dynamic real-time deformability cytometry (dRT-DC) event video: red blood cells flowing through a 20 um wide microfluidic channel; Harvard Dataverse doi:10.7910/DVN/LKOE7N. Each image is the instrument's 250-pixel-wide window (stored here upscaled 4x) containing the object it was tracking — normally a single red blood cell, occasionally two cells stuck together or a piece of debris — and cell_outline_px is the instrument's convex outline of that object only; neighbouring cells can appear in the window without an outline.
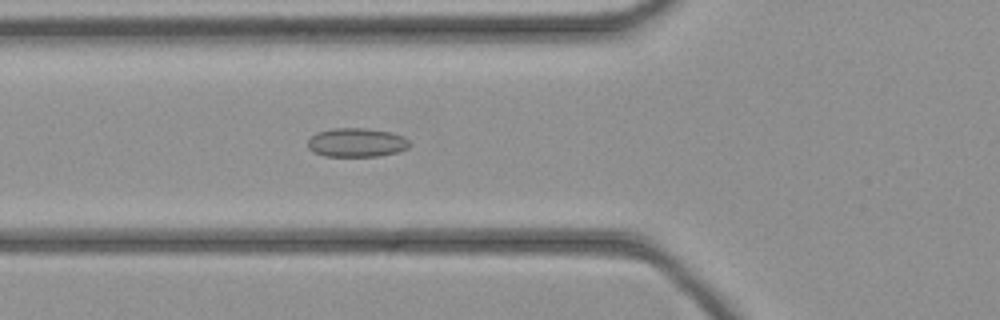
{"species": "common noctule bat (a hibernating species)", "species_latin": "Nyctalus noctula", "temperature_condition": "cold", "stored_images_in_passage": 35, "camera_frame_rate_fps": 3000, "um_per_image_px": 0.085, "animal": {"sex": "female", "body_mass_g": 21.9}, "frame": {"image": 1, "passage_image": 10, "time_ms": 3.0, "image_size_px": [1000, 320], "cell_outline_px": [[412, 144], [408, 148], [400, 152], [380, 156], [324, 156], [312, 152], [308, 148], [308, 140], [316, 132], [332, 128], [368, 128], [392, 132], [404, 136]], "centroid_in_image_um": [30.34, 12.11], "position_along_channel_um": 95.5, "area_um2": 17.51}}
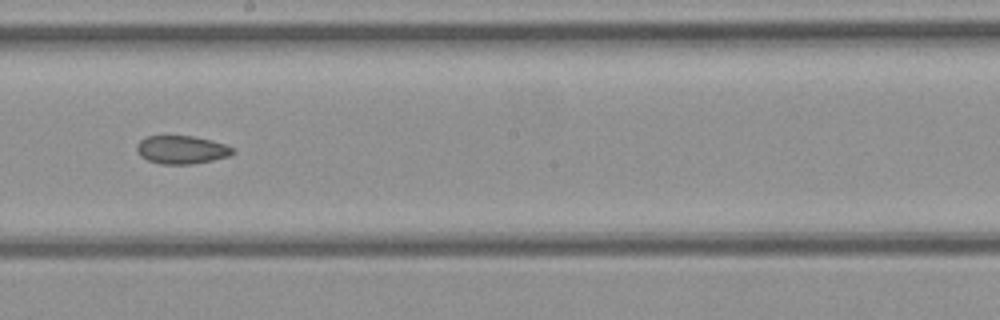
{"frame": {"image": 2, "passage_image": 19, "time_ms": 6.0, "image_size_px": [1000, 320], "cell_outline_px": [[236, 152], [228, 156], [212, 160], [192, 164], [160, 164], [148, 160], [140, 156], [136, 148], [136, 144], [140, 140], [148, 136], [192, 136], [212, 140], [236, 148]], "centroid_in_image_um": [15.45, 12.73], "position_along_channel_um": 232.7, "area_um2": 15.84}}
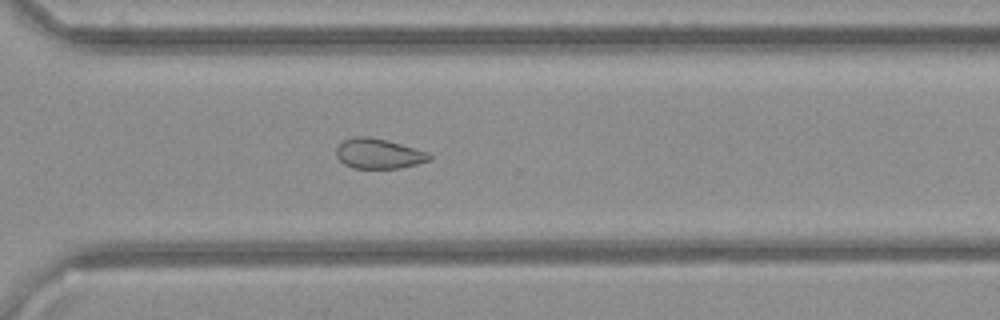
{"frame": {"image": 3, "passage_image": 26, "time_ms": 8.333, "image_size_px": [1000, 320], "cell_outline_px": [[432, 160], [400, 168], [352, 168], [344, 164], [336, 156], [336, 148], [344, 140], [352, 136], [368, 136], [400, 144], [428, 152], [432, 156]], "centroid_in_image_um": [32.17, 13.06], "position_along_channel_um": 338.4, "area_um2": 16.24}}